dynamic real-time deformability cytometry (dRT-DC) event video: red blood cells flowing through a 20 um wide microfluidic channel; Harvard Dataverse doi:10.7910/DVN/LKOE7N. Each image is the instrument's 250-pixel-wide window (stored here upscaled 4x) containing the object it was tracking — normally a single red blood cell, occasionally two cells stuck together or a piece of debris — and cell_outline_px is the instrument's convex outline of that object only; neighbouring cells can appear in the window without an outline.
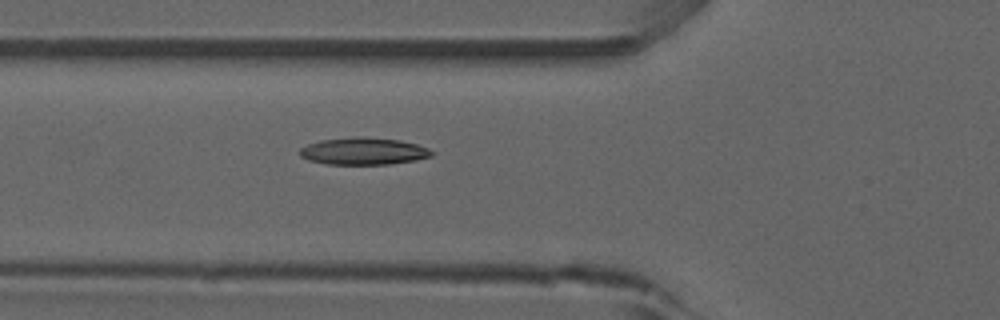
{"species": "common noctule bat (a hibernating species)", "species_latin": "Nyctalus noctula", "temperature_condition": "room temperature", "stored_images_in_passage": 47, "camera_frame_rate_fps": 3000, "um_per_image_px": 0.085, "animal": {"sex": "male", "forearm_length_mm": 52.5}, "frame": {"image": 1, "passage_image": 14, "time_ms": 4.333, "image_size_px": [1000, 320], "cell_outline_px": [[436, 152], [432, 156], [416, 160], [388, 164], [328, 164], [308, 160], [300, 156], [300, 148], [308, 144], [320, 140], [356, 136], [360, 136], [400, 140], [416, 144], [428, 148]], "centroid_in_image_um": [30.91, 12.84], "position_along_channel_um": 94.9, "area_um2": 20.92}, "authors_computed_cell_mechanics": {"area_um2": 20.4612, "velocity_mm_per_s": 3.8979, "shape_relaxation_time_tau1_ms": 8.3829, "shape_relaxation_time_tau2_ms": 3.391, "deformation_change_tau1": 0.2042, "deformation_change_tau2": 0.0877}}